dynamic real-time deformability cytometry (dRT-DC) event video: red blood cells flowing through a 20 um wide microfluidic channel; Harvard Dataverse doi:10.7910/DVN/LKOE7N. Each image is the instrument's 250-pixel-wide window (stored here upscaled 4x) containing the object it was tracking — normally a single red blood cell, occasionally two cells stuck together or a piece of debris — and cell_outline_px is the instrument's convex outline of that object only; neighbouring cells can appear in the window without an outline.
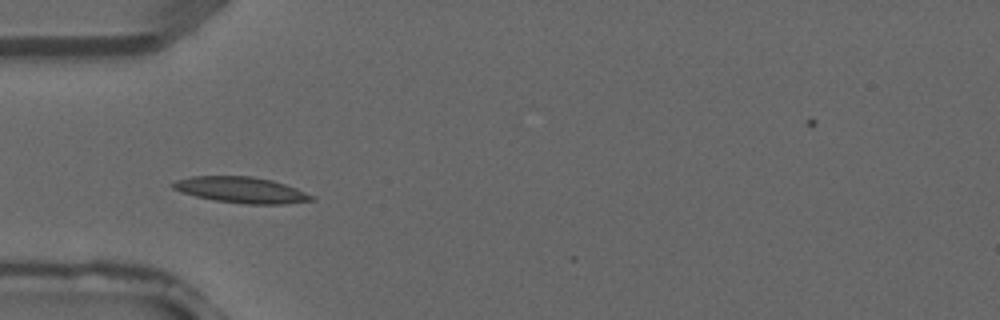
{"species": "common noctule bat (a hibernating species)", "species_latin": "Nyctalus noctula", "temperature_condition": "warm", "stored_images_in_passage": 4, "camera_frame_rate_fps": 3000, "um_per_image_px": 0.085, "animal": {"sex": "male", "forearm_length_mm": 52.5}, "frame": {"image": 1, "passage_image": 3, "time_ms": 0.667, "image_size_px": [1000, 320], "cell_outline_px": [[316, 200], [284, 204], [244, 204], [212, 200], [180, 192], [172, 188], [168, 184], [176, 180], [192, 176], [252, 176], [272, 180], [296, 188], [316, 196]], "centroid_in_image_um": [20.5, 16.15], "position_along_channel_um": 64.5, "area_um2": 21.27}}
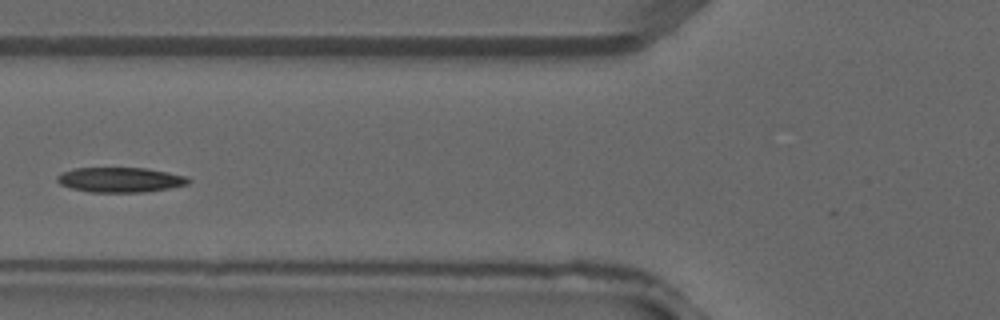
{"frame": {"image": 2, "passage_image": 4, "time_ms": 1.0, "image_size_px": [1000, 320], "cell_outline_px": [[192, 180], [188, 184], [168, 188], [144, 192], [88, 192], [72, 188], [60, 184], [56, 180], [56, 176], [60, 172], [76, 168], [144, 168], [168, 172], [188, 176]], "centroid_in_image_um": [10.21, 15.28], "position_along_channel_um": 115.6, "area_um2": 19.13}}